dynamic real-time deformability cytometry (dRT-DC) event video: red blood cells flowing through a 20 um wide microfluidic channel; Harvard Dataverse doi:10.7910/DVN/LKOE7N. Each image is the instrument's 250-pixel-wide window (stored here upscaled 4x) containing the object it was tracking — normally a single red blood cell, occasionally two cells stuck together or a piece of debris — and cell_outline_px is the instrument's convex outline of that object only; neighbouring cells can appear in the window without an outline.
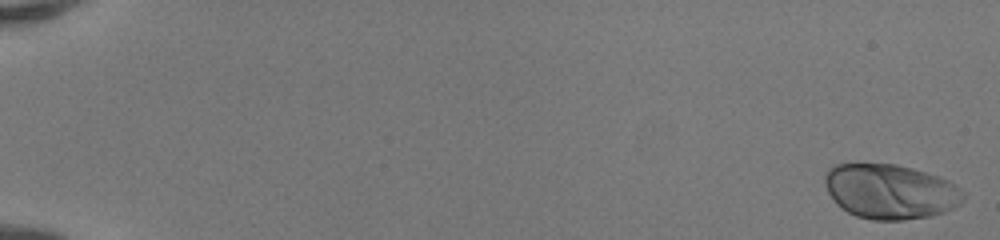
{"species": "human", "species_latin": "Homo sapiens", "temperature_condition": "room temperature", "stored_images_in_passage": 51, "camera_frame_rate_fps": 3000, "um_per_image_px": 0.085, "donor": {"sex": "female"}, "frame": {"image": 1, "passage_image": 1, "time_ms": 0.0, "image_size_px": [1000, 240], "cell_outline_px": [[964, 200], [960, 204], [944, 212], [928, 216], [904, 220], [872, 220], [856, 216], [840, 208], [836, 204], [828, 192], [824, 184], [824, 176], [828, 168], [832, 164], [896, 164], [912, 168], [940, 176], [948, 180], [960, 188], [964, 192]], "centroid_in_image_um": [75.66, 16.27], "position_along_channel_um": 9.3, "area_um2": 44.51}}
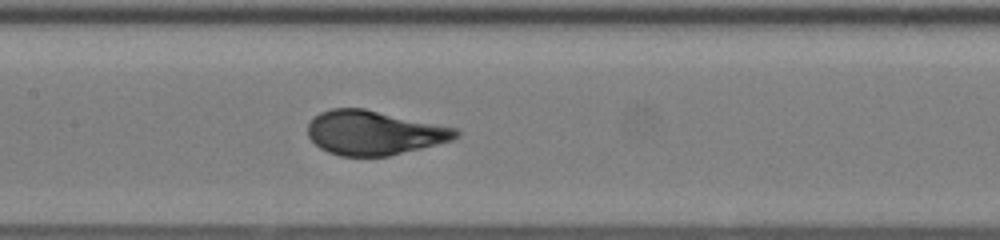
{"frame": {"image": 2, "passage_image": 27, "time_ms": 8.667, "image_size_px": [1000, 240], "cell_outline_px": [[460, 136], [452, 140], [388, 156], [340, 156], [328, 152], [320, 148], [308, 136], [308, 124], [320, 112], [332, 108], [364, 108], [456, 128], [460, 132]], "centroid_in_image_um": [31.78, 11.28], "position_along_channel_um": 175.6, "area_um2": 37.92}}
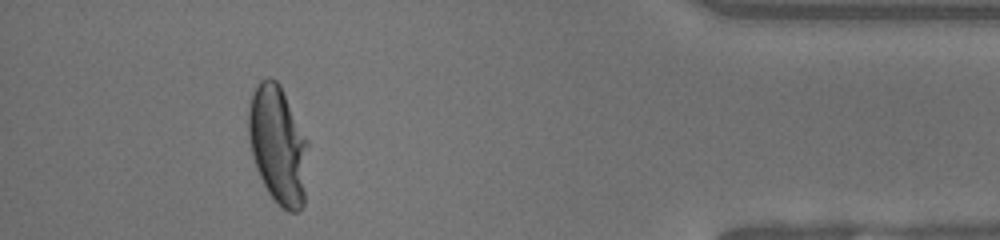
{"frame": {"image": 3, "passage_image": 47, "time_ms": 15.333, "image_size_px": [1000, 240], "cell_outline_px": [[308, 144], [304, 204], [296, 212], [288, 212], [268, 192], [256, 168], [252, 156], [248, 136], [248, 108], [256, 84], [260, 80], [268, 76], [276, 80], [280, 84], [308, 140]], "centroid_in_image_um": [23.62, 12.28], "position_along_channel_um": 411.6, "area_um2": 41.04}, "authors_computed_cell_mechanics": {"area_um2": 39.015, "velocity_mm_per_s": 4.1561, "shape_relaxation_time_tau1_ms": 3.7905, "shape_relaxation_time_tau2_ms": null, "deformation_change_tau1": 0.2238, "deformation_change_tau2": null}}